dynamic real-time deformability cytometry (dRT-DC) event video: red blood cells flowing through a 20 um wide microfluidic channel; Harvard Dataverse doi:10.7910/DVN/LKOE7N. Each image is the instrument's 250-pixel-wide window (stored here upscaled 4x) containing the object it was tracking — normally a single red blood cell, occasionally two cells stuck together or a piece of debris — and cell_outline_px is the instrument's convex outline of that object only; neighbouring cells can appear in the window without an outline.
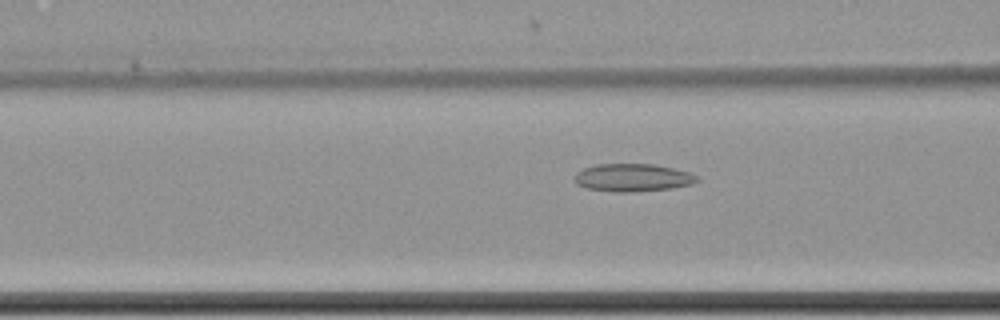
{"species": "common noctule bat (a hibernating species)", "species_latin": "Nyctalus noctula", "temperature_condition": "cold", "stored_images_in_passage": 60, "camera_frame_rate_fps": 3000, "um_per_image_px": 0.085, "animal": {"sex": "female", "body_mass_g": 22.7, "forearm_length_mm": 54.2}, "frame": {"image": 1, "passage_image": 25, "time_ms": 8.0, "image_size_px": [1000, 320], "cell_outline_px": [[700, 180], [692, 184], [672, 188], [632, 192], [616, 192], [588, 188], [576, 184], [576, 172], [584, 168], [596, 164], [652, 164], [672, 168], [688, 172], [700, 176]], "centroid_in_image_um": [53.82, 15.1], "position_along_channel_um": 112.8, "area_um2": 19.77}}
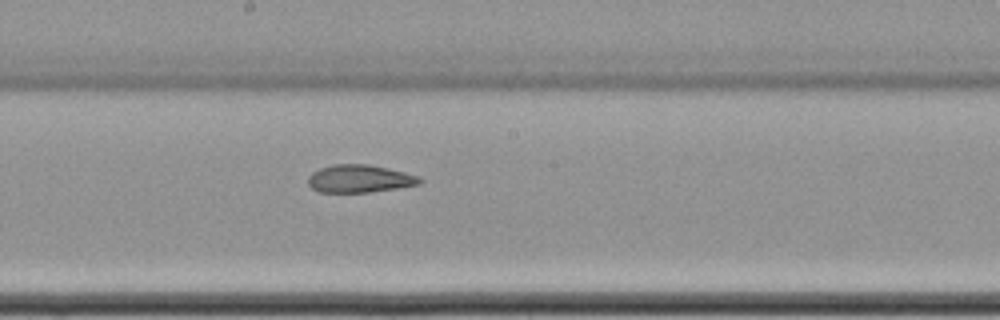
{"frame": {"image": 2, "passage_image": 34, "time_ms": 11.0, "image_size_px": [1000, 320], "cell_outline_px": [[424, 180], [420, 184], [396, 188], [368, 192], [320, 192], [312, 188], [308, 184], [308, 176], [312, 172], [320, 168], [332, 164], [368, 164], [388, 168], [420, 176]], "centroid_in_image_um": [30.57, 15.18], "position_along_channel_um": 217.6, "area_um2": 18.09}}
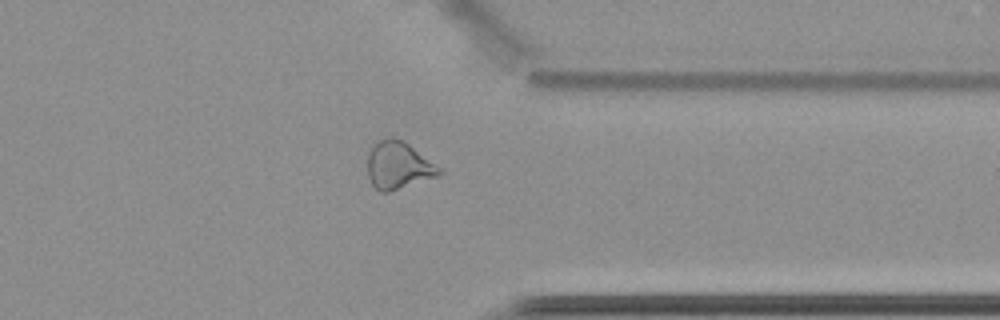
{"frame": {"image": 3, "passage_image": 48, "time_ms": 15.667, "image_size_px": [1000, 320], "cell_outline_px": [[444, 172], [440, 176], [388, 192], [380, 192], [372, 184], [368, 176], [368, 152], [372, 144], [388, 136], [392, 136], [404, 140], [440, 168]], "centroid_in_image_um": [33.85, 14.04], "position_along_channel_um": 377.5, "area_um2": 20.0}, "authors_computed_cell_mechanics": {"area_um2": 21.675, "velocity_mm_per_s": 3.4906, "shape_relaxation_time_tau1_ms": null, "shape_relaxation_time_tau2_ms": 2.7354, "deformation_change_tau1": null, "deformation_change_tau2": 0.1077}}